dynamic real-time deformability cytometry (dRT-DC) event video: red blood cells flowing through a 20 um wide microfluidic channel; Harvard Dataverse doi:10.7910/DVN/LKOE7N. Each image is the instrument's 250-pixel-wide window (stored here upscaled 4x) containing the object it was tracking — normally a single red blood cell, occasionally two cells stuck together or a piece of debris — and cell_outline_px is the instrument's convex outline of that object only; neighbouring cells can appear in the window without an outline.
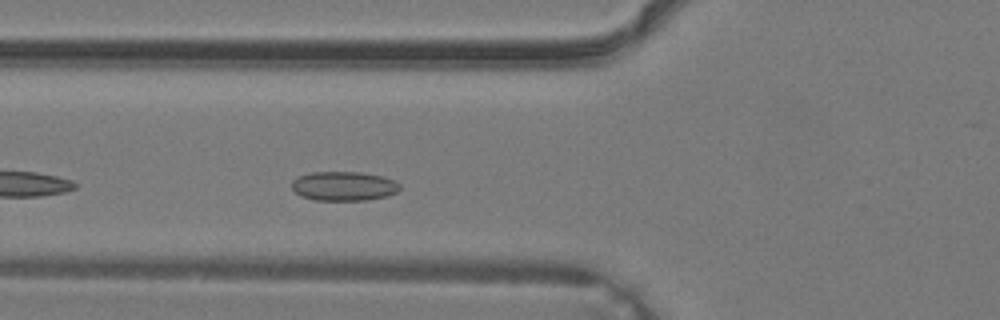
{"species": "common noctule bat (a hibernating species)", "species_latin": "Nyctalus noctula", "temperature_condition": "warm", "stored_images_in_passage": 20, "camera_frame_rate_fps": 3000, "um_per_image_px": 0.085, "animal": {"sex": "male", "body_mass_g": 19.2, "forearm_length_mm": 51.8}, "frame": {"image": 1, "passage_image": 2, "time_ms": 0.333, "image_size_px": [1000, 320], "cell_outline_px": [[400, 188], [396, 192], [388, 196], [368, 200], [316, 200], [300, 196], [292, 188], [292, 180], [300, 176], [312, 172], [360, 172], [380, 176], [392, 180], [400, 184]], "centroid_in_image_um": [29.22, 15.82], "position_along_channel_um": 96.6, "area_um2": 18.32}}
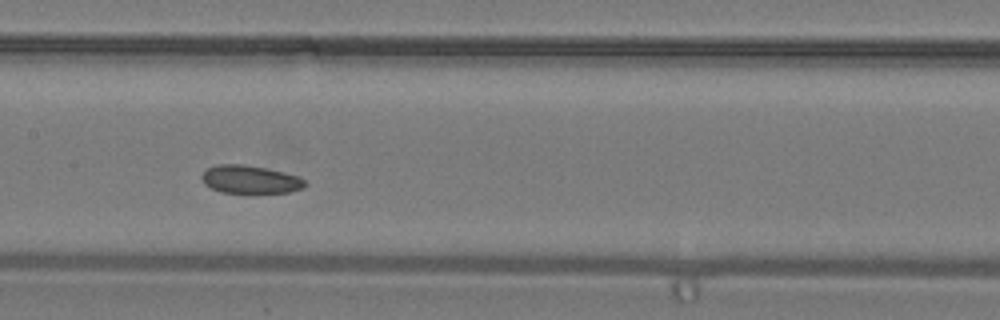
{"frame": {"image": 2, "passage_image": 7, "time_ms": 2.0, "image_size_px": [1000, 320], "cell_outline_px": [[308, 184], [304, 188], [288, 192], [252, 196], [248, 196], [220, 192], [204, 184], [200, 176], [208, 168], [216, 164], [244, 164], [284, 172], [300, 176]], "centroid_in_image_um": [21.29, 15.31], "position_along_channel_um": 186.1, "area_um2": 17.86}}
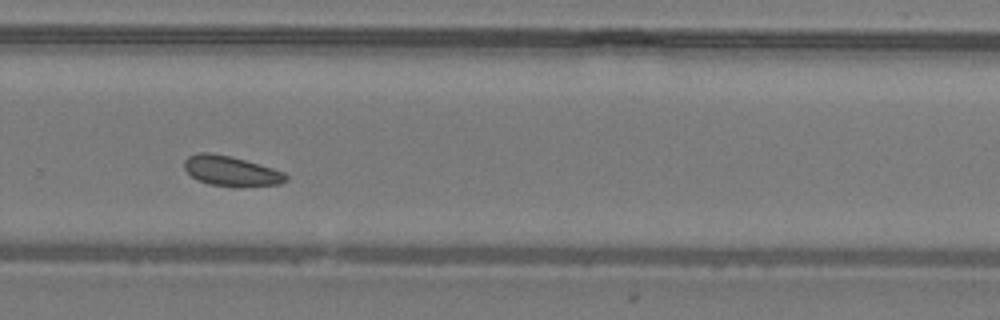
{"frame": {"image": 3, "passage_image": 14, "time_ms": 4.333, "image_size_px": [1000, 320], "cell_outline_px": [[288, 180], [280, 184], [240, 188], [236, 188], [208, 184], [192, 176], [184, 168], [184, 160], [188, 156], [200, 152], [208, 152], [228, 156], [260, 164], [284, 172], [288, 176]], "centroid_in_image_um": [19.68, 14.56], "position_along_channel_um": 310.1, "area_um2": 17.98}}